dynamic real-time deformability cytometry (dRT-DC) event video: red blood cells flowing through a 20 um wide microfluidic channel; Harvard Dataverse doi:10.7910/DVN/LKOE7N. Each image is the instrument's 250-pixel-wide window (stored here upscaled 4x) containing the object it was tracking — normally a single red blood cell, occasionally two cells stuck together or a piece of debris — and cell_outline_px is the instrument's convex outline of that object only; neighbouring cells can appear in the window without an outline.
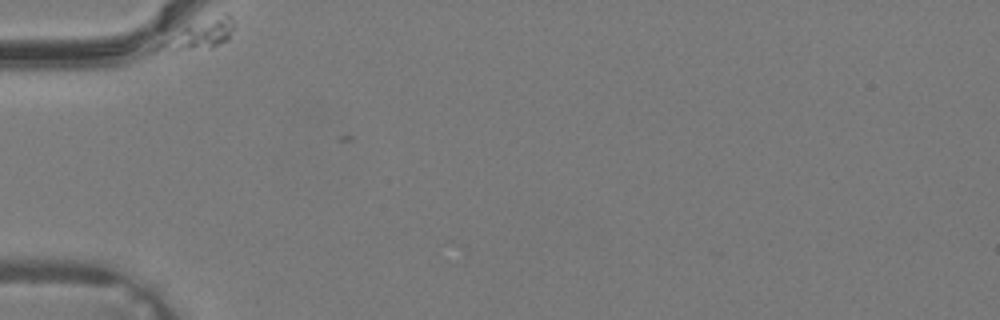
{"species": "common noctule bat (a hibernating species)", "species_latin": "Nyctalus noctula", "temperature_condition": "warm", "stored_images_in_passage": 5, "camera_frame_rate_fps": 3000, "um_per_image_px": 0.085, "animal": {"sex": "male", "body_mass_g": 19.2, "forearm_length_mm": 51.8}, "frame": {"image": 1, "passage_image": 1, "time_ms": 0.0, "image_size_px": [1000, 320], "cell_outline_px": [[232, 28], [228, 40], [212, 48], [176, 52], [148, 52], [148, 48], [188, 24], [224, 12], [232, 16]], "centroid_in_image_um": [16.77, 3.01], "position_along_channel_um": 68.2, "area_um2": 13.7}}